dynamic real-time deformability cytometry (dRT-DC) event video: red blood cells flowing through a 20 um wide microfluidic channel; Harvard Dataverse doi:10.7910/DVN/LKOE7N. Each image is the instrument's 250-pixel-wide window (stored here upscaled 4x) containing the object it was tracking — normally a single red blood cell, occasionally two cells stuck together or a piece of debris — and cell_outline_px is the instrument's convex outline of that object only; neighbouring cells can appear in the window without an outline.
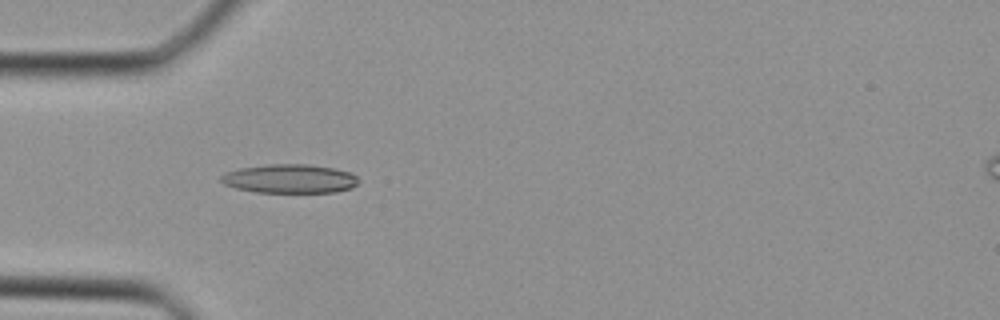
{"species": "Egyptian fruit bat (a non-hibernating species)", "species_latin": "Rousettus aegyptiacus", "temperature_condition": "cold", "stored_images_in_passage": 37, "camera_frame_rate_fps": 3000, "um_per_image_px": 0.085, "animal": {"sex": "female"}, "frame": {"image": 1, "passage_image": 11, "time_ms": 3.333, "image_size_px": [1000, 320], "cell_outline_px": [[360, 180], [352, 188], [336, 192], [256, 192], [236, 188], [224, 184], [220, 180], [220, 176], [224, 172], [240, 168], [268, 164], [308, 164], [332, 168], [348, 172], [356, 176]], "centroid_in_image_um": [24.6, 15.19], "position_along_channel_um": 60.4, "area_um2": 23.12}}
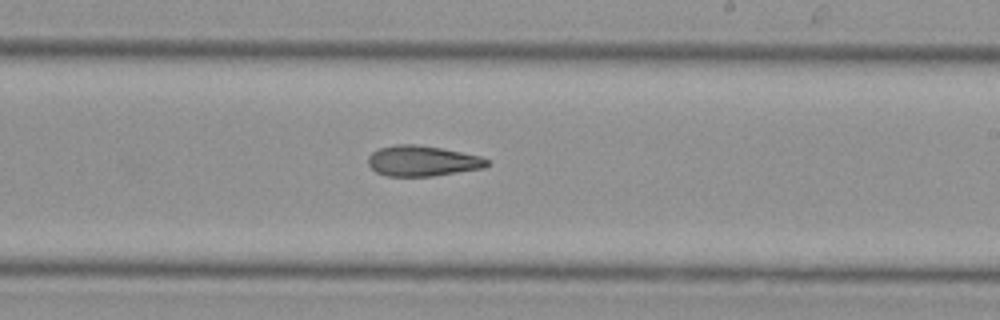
{"frame": {"image": 2, "passage_image": 22, "time_ms": 7.0, "image_size_px": [1000, 320], "cell_outline_px": [[488, 164], [484, 168], [432, 176], [388, 176], [376, 172], [368, 164], [368, 156], [372, 152], [380, 148], [396, 144], [412, 144], [440, 148], [480, 156], [488, 160]], "centroid_in_image_um": [35.88, 13.68], "position_along_channel_um": 253.1, "area_um2": 20.92}}
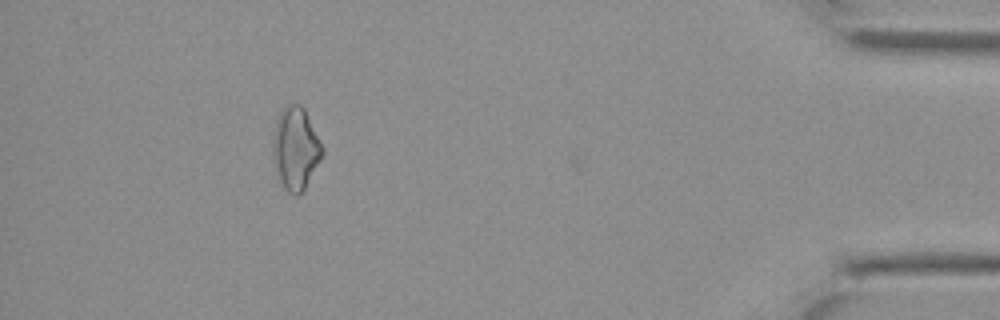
{"frame": {"image": 3, "passage_image": 34, "time_ms": 11.0, "image_size_px": [1000, 320], "cell_outline_px": [[324, 152], [320, 160], [304, 188], [296, 196], [288, 192], [284, 188], [276, 176], [272, 152], [272, 140], [276, 120], [284, 104], [300, 104], [304, 108], [324, 148]], "centroid_in_image_um": [25.09, 12.6], "position_along_channel_um": 410.1, "area_um2": 23.87}}